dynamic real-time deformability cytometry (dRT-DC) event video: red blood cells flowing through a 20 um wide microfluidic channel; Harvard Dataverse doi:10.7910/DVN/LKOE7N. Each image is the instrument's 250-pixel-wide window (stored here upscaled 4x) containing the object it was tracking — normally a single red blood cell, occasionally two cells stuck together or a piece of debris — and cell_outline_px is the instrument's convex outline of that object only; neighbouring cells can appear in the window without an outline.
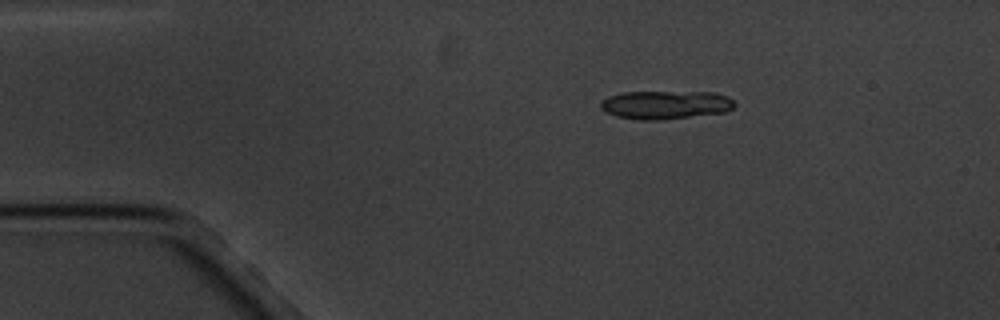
{"species": "common noctule bat (a hibernating species)", "species_latin": "Nyctalus noctula", "temperature_condition": "cold", "stored_images_in_passage": 5, "camera_frame_rate_fps": 3000, "um_per_image_px": 0.085, "animal": {"sex": "male", "body_mass_g": 20.1, "forearm_length_mm": 53.5}, "frame": {"image": 1, "passage_image": 3, "time_ms": 3.0, "image_size_px": [1000, 320], "cell_outline_px": [[736, 104], [732, 108], [724, 112], [664, 120], [640, 120], [616, 116], [604, 112], [600, 108], [600, 100], [608, 96], [620, 92], [716, 92], [728, 96]], "centroid_in_image_um": [56.53, 8.91], "position_along_channel_um": 28.5, "area_um2": 22.48}}